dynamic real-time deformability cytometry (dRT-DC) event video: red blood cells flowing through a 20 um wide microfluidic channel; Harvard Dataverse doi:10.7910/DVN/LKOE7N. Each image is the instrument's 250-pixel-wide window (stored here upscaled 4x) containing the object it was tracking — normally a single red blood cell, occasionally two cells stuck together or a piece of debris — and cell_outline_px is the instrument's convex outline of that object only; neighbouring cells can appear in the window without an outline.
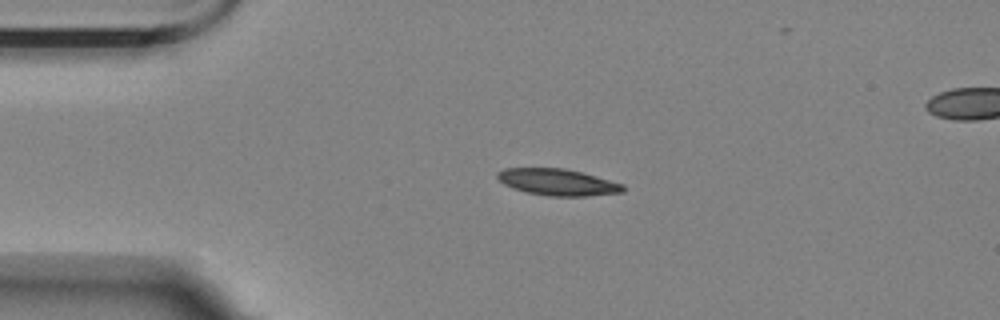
{"species": "Egyptian fruit bat (a non-hibernating species)", "species_latin": "Rousettus aegyptiacus", "temperature_condition": "room temperature", "stored_images_in_passage": 5, "camera_frame_rate_fps": 3000, "um_per_image_px": 0.085, "animal": {"sex": "female"}, "frame": {"image": 1, "passage_image": 3, "time_ms": 2.333, "image_size_px": [1000, 320], "cell_outline_px": [[624, 192], [588, 196], [548, 196], [528, 192], [512, 188], [504, 184], [496, 176], [496, 172], [504, 168], [564, 168], [580, 172], [624, 184]], "centroid_in_image_um": [47.38, 15.48], "position_along_channel_um": 37.6, "area_um2": 19.36}}